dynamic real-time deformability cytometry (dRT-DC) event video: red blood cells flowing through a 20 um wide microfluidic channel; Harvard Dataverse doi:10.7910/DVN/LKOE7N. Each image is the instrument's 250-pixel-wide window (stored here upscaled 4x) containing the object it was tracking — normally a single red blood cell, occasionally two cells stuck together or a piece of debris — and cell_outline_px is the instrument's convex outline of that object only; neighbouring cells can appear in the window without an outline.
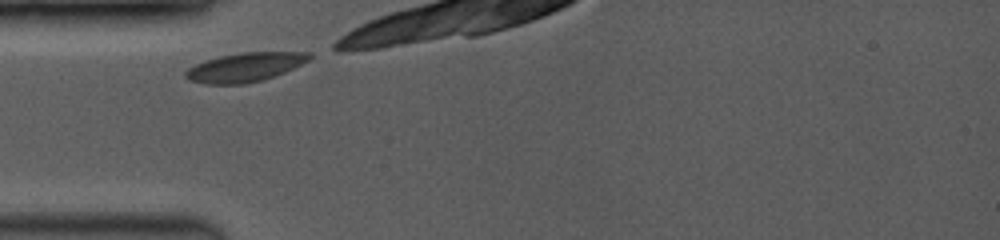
{"species": "common noctule bat (a hibernating species)", "species_latin": "Nyctalus noctula", "temperature_condition": "room temperature", "stored_images_in_passage": 32, "camera_frame_rate_fps": 3500, "um_per_image_px": 0.085, "animal": {"sex": "female", "body_mass_g": 19.0, "forearm_length_mm": 53.3}, "frame": {"image": 1, "passage_image": 1, "time_ms": 0.0, "image_size_px": [1000, 240], "cell_outline_px": [[312, 56], [308, 60], [284, 72], [264, 80], [244, 84], [204, 84], [188, 80], [184, 76], [184, 72], [188, 68], [204, 60], [220, 56], [240, 52], [312, 52]], "centroid_in_image_um": [20.78, 5.72], "position_along_channel_um": 64.2, "area_um2": 20.98}}
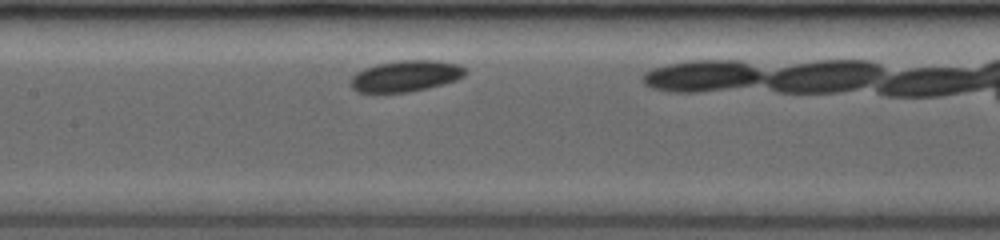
{"frame": {"image": 2, "passage_image": 11, "time_ms": 2.857, "image_size_px": [1000, 240], "cell_outline_px": [[468, 72], [464, 76], [456, 80], [428, 88], [408, 92], [356, 92], [348, 84], [352, 76], [356, 72], [364, 68], [376, 64], [400, 60], [436, 60], [460, 64]], "centroid_in_image_um": [34.47, 6.45], "position_along_channel_um": 172.9, "area_um2": 21.04}}
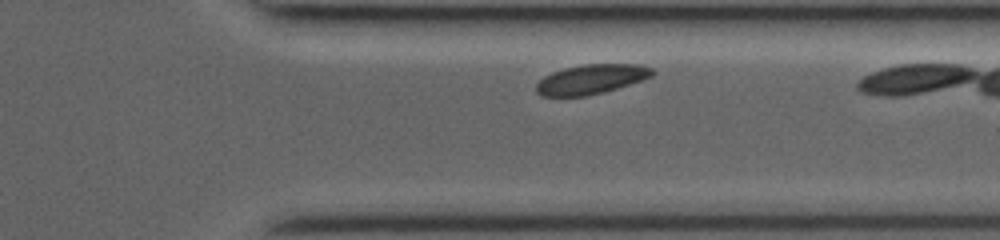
{"frame": {"image": 3, "passage_image": 28, "time_ms": 7.714, "image_size_px": [1000, 240], "cell_outline_px": [[656, 72], [652, 76], [604, 92], [588, 96], [540, 96], [536, 92], [536, 84], [544, 76], [552, 72], [564, 68], [584, 64], [640, 64], [652, 68]], "centroid_in_image_um": [50.23, 6.73], "position_along_channel_um": 361.2, "area_um2": 20.0}, "authors_computed_cell_mechanics": {"area_um2": 20.6635, "velocity_mm_per_s": 3.8593, "shape_relaxation_time_tau1_ms": 0.8782, "shape_relaxation_time_tau2_ms": null, "deformation_change_tau1": 0.0477, "deformation_change_tau2": null}}